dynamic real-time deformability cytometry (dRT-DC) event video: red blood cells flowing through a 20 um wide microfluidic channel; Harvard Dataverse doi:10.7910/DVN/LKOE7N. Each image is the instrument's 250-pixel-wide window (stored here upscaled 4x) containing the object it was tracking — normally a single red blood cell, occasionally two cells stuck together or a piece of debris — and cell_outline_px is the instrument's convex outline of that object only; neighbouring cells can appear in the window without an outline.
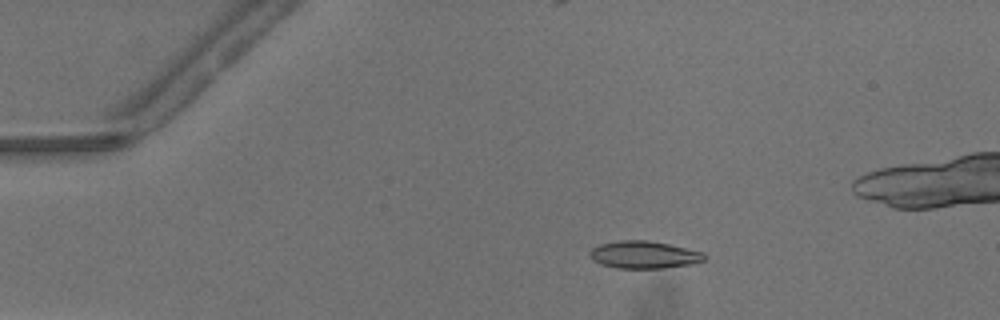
{"species": "common noctule bat (a hibernating species)", "species_latin": "Nyctalus noctula", "temperature_condition": "warm", "stored_images_in_passage": 31, "camera_frame_rate_fps": 3000, "um_per_image_px": 0.085, "animal": {"sex": "male", "body_mass_g": 13.3}, "frame": {"image": 1, "passage_image": 1, "time_ms": 0.0, "image_size_px": [1000, 320], "cell_outline_px": [[708, 256], [704, 260], [692, 264], [664, 268], [616, 268], [600, 264], [592, 260], [588, 256], [588, 252], [592, 248], [600, 244], [616, 240], [648, 240], [668, 244], [704, 252]], "centroid_in_image_um": [54.71, 21.65], "position_along_channel_um": 30.3, "area_um2": 18.55}}
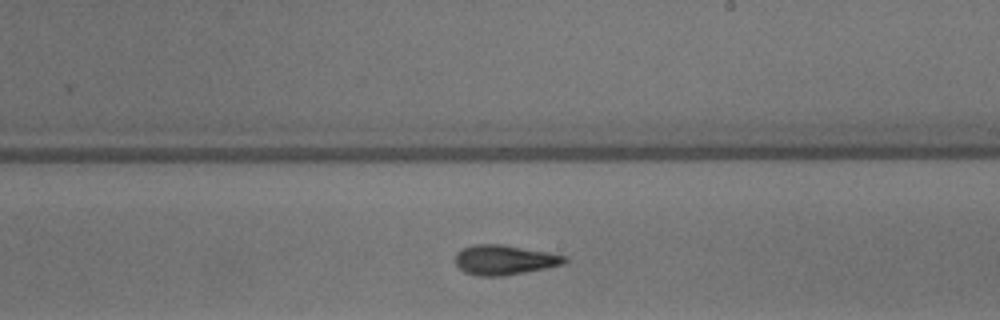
{"frame": {"image": 2, "passage_image": 21, "time_ms": 6.667, "image_size_px": [1000, 320], "cell_outline_px": [[568, 260], [564, 264], [504, 276], [476, 276], [464, 272], [456, 264], [456, 252], [472, 244], [500, 244], [548, 252], [564, 256]], "centroid_in_image_um": [42.84, 22.09], "position_along_channel_um": 246.2, "area_um2": 18.84}}
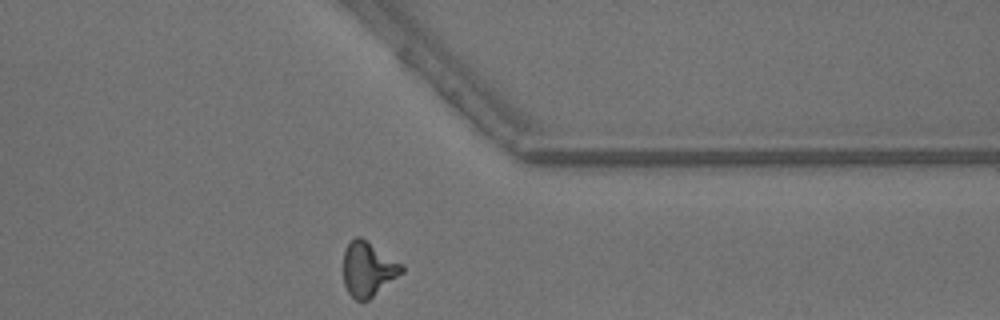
{"frame": {"image": 3, "passage_image": 31, "time_ms": 10.0, "image_size_px": [1000, 320], "cell_outline_px": [[404, 272], [368, 300], [356, 300], [348, 292], [344, 284], [344, 252], [348, 244], [356, 236], [360, 236], [404, 264]], "centroid_in_image_um": [31.31, 22.86], "position_along_channel_um": 380.1, "area_um2": 18.5}, "authors_computed_cell_mechanics": {"area_um2": 18.3226, "velocity_mm_per_s": 4.1989, "shape_relaxation_time_tau1_ms": 7.0906, "shape_relaxation_time_tau2_ms": 3.9113, "deformation_change_tau1": 0.2382, "deformation_change_tau2": 0.122}}